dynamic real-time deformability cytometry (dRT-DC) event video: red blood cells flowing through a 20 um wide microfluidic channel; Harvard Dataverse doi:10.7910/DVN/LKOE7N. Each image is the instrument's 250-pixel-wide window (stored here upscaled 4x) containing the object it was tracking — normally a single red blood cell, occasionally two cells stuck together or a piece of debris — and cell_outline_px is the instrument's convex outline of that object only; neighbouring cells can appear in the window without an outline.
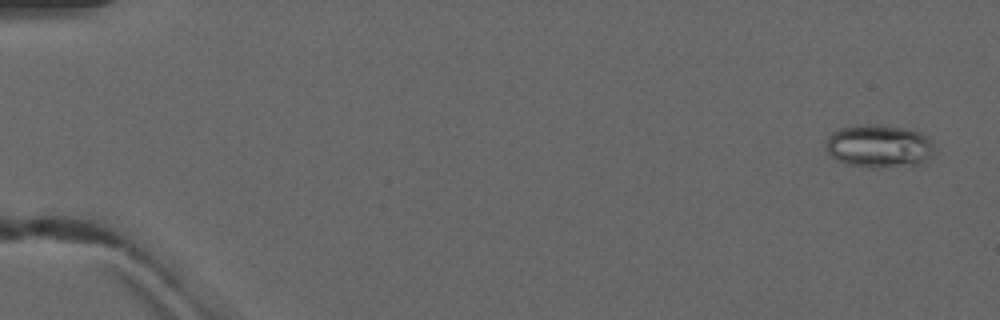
{"species": "common noctule bat (a hibernating species)", "species_latin": "Nyctalus noctula", "temperature_condition": "warm", "stored_images_in_passage": 5, "camera_frame_rate_fps": 3000, "um_per_image_px": 0.085, "animal": {"sex": "male", "forearm_length_mm": 52.5}, "frame": {"image": 1, "passage_image": 1, "time_ms": 0.0, "image_size_px": [1000, 320], "cell_outline_px": [[936, 148], [932, 156], [928, 160], [920, 164], [880, 168], [868, 168], [844, 164], [836, 160], [828, 152], [828, 136], [832, 132], [840, 128], [852, 124], [876, 124], [908, 128], [920, 132], [932, 140]], "centroid_in_image_um": [74.76, 12.42], "position_along_channel_um": 10.2, "area_um2": 27.86}}